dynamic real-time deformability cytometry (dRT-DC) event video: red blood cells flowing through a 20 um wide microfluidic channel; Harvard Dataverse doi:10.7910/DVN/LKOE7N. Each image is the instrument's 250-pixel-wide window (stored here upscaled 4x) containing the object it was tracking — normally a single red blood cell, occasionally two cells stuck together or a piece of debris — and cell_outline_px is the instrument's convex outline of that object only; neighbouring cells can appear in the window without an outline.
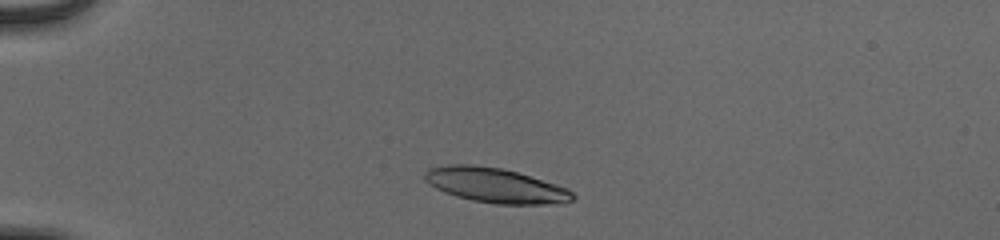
{"species": "human", "species_latin": "Homo sapiens", "temperature_condition": "cold", "stored_images_in_passage": 46, "camera_frame_rate_fps": 3000, "um_per_image_px": 0.085, "donor": {"sex": "male"}, "frame": {"image": 1, "passage_image": 6, "time_ms": 1.667, "image_size_px": [1000, 240], "cell_outline_px": [[576, 196], [572, 200], [564, 204], [496, 204], [472, 200], [456, 196], [444, 192], [428, 184], [424, 180], [424, 172], [428, 168], [448, 164], [472, 164], [500, 168], [516, 172], [556, 184], [568, 188]], "centroid_in_image_um": [42.1, 15.76], "position_along_channel_um": 42.9, "area_um2": 30.11}}
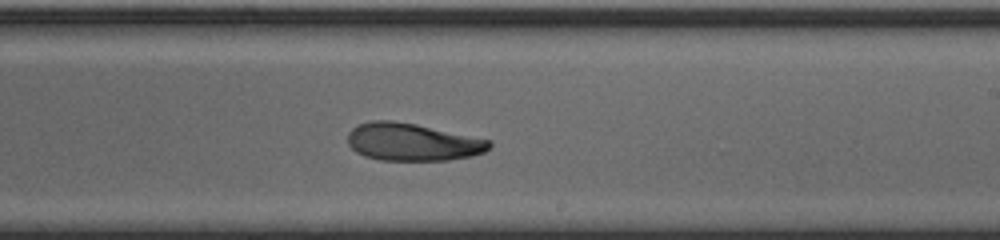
{"frame": {"image": 2, "passage_image": 26, "time_ms": 8.333, "image_size_px": [1000, 240], "cell_outline_px": [[492, 144], [484, 152], [472, 156], [448, 160], [380, 160], [364, 156], [356, 152], [348, 144], [348, 132], [352, 128], [360, 124], [372, 120], [392, 120], [416, 124], [492, 140]], "centroid_in_image_um": [35.05, 12.07], "position_along_channel_um": 253.9, "area_um2": 31.04}}
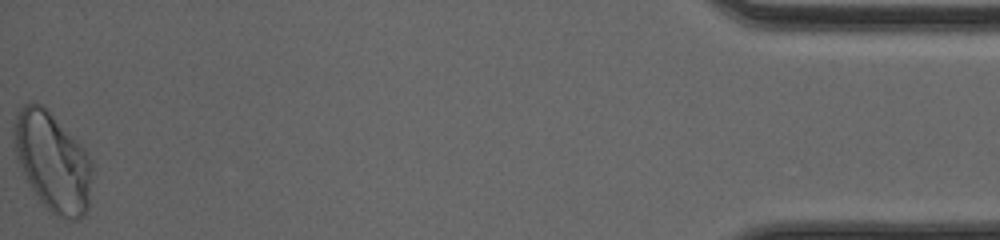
{"frame": {"image": 3, "passage_image": 46, "time_ms": 15.0, "image_size_px": [1000, 240], "cell_outline_px": [[92, 172], [88, 208], [76, 220], [68, 220], [56, 216], [48, 212], [28, 184], [16, 160], [12, 136], [12, 132], [16, 116], [20, 108], [24, 104], [32, 100], [36, 100], [88, 152], [92, 160]], "centroid_in_image_um": [4.44, 13.77], "position_along_channel_um": 430.8, "area_um2": 45.32}, "authors_computed_cell_mechanics": {"area_um2": 31.2987, "velocity_mm_per_s": 3.8906, "shape_relaxation_time_tau1_ms": 6.0295, "shape_relaxation_time_tau2_ms": 3.6122, "deformation_change_tau1": 0.1827, "deformation_change_tau2": 0.1059}}